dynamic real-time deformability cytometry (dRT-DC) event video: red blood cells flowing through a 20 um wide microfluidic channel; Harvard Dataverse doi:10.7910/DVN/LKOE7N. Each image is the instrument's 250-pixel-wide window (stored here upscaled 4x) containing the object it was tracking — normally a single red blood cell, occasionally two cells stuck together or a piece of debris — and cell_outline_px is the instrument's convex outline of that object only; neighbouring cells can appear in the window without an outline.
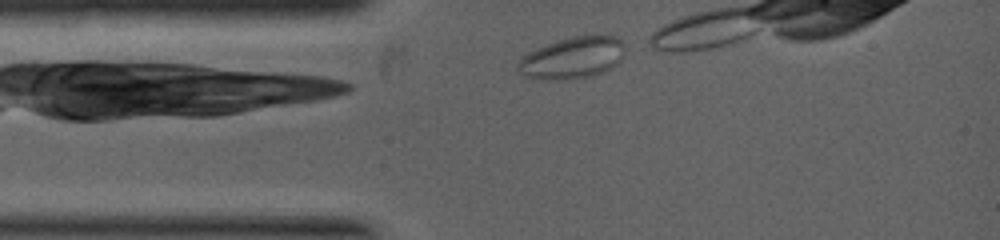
{"species": "common noctule bat (a hibernating species)", "species_latin": "Nyctalus noctula", "temperature_condition": "warm", "stored_images_in_passage": 10, "camera_frame_rate_fps": 5000, "um_per_image_px": 0.085, "animal": {"sex": "female", "body_mass_g": 19.0, "forearm_length_mm": 53.3}, "frame": {"image": 1, "passage_image": 1, "time_ms": 0.0, "image_size_px": [1000, 240], "cell_outline_px": [[624, 56], [616, 64], [604, 72], [588, 76], [556, 80], [544, 80], [528, 76], [520, 72], [516, 68], [516, 64], [528, 52], [536, 48], [572, 36], [600, 32], [620, 36], [624, 44]], "centroid_in_image_um": [48.73, 4.86], "position_along_channel_um": 36.3, "area_um2": 26.41}}